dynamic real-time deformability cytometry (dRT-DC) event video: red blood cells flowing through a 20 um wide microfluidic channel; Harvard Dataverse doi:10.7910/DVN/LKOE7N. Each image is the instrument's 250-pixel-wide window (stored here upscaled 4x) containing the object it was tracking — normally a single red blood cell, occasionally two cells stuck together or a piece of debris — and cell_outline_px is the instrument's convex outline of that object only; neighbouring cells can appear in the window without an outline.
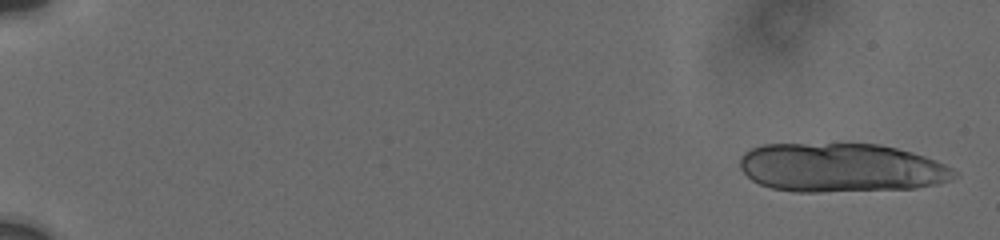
{"species": "human", "species_latin": "Homo sapiens", "temperature_condition": "cold", "stored_images_in_passage": 17, "camera_frame_rate_fps": 3000, "um_per_image_px": 0.085, "donor": {"sex": "male"}, "frame": {"image": 1, "passage_image": 1, "time_ms": 0.0, "image_size_px": [1000, 240], "cell_outline_px": [[956, 176], [948, 180], [936, 184], [916, 188], [820, 192], [796, 192], [772, 188], [760, 184], [752, 180], [740, 168], [740, 156], [744, 152], [752, 148], [764, 144], [880, 144], [912, 152], [936, 160], [952, 168], [956, 172]], "centroid_in_image_um": [71.47, 14.25], "position_along_channel_um": 13.5, "area_um2": 61.09}}